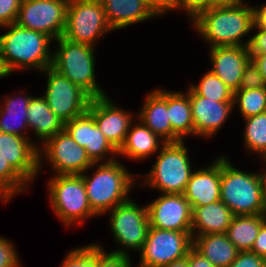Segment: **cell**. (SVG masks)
<instances>
[{"instance_id": "cell-23", "label": "cell", "mask_w": 266, "mask_h": 267, "mask_svg": "<svg viewBox=\"0 0 266 267\" xmlns=\"http://www.w3.org/2000/svg\"><path fill=\"white\" fill-rule=\"evenodd\" d=\"M100 2L113 31L157 17L144 0H100Z\"/></svg>"}, {"instance_id": "cell-3", "label": "cell", "mask_w": 266, "mask_h": 267, "mask_svg": "<svg viewBox=\"0 0 266 267\" xmlns=\"http://www.w3.org/2000/svg\"><path fill=\"white\" fill-rule=\"evenodd\" d=\"M96 165L98 167L92 175L86 173L89 168L81 176L89 205L98 216H101L129 199L136 179L117 158Z\"/></svg>"}, {"instance_id": "cell-39", "label": "cell", "mask_w": 266, "mask_h": 267, "mask_svg": "<svg viewBox=\"0 0 266 267\" xmlns=\"http://www.w3.org/2000/svg\"><path fill=\"white\" fill-rule=\"evenodd\" d=\"M21 0H0V27L15 23Z\"/></svg>"}, {"instance_id": "cell-6", "label": "cell", "mask_w": 266, "mask_h": 267, "mask_svg": "<svg viewBox=\"0 0 266 267\" xmlns=\"http://www.w3.org/2000/svg\"><path fill=\"white\" fill-rule=\"evenodd\" d=\"M185 142H167L157 155L152 169L144 175V185L161 193L183 194L194 170Z\"/></svg>"}, {"instance_id": "cell-27", "label": "cell", "mask_w": 266, "mask_h": 267, "mask_svg": "<svg viewBox=\"0 0 266 267\" xmlns=\"http://www.w3.org/2000/svg\"><path fill=\"white\" fill-rule=\"evenodd\" d=\"M167 111L173 129V142L183 141L187 135L194 136L189 95L181 91H167Z\"/></svg>"}, {"instance_id": "cell-8", "label": "cell", "mask_w": 266, "mask_h": 267, "mask_svg": "<svg viewBox=\"0 0 266 267\" xmlns=\"http://www.w3.org/2000/svg\"><path fill=\"white\" fill-rule=\"evenodd\" d=\"M112 31L100 0H69L64 38L95 47L100 37Z\"/></svg>"}, {"instance_id": "cell-35", "label": "cell", "mask_w": 266, "mask_h": 267, "mask_svg": "<svg viewBox=\"0 0 266 267\" xmlns=\"http://www.w3.org/2000/svg\"><path fill=\"white\" fill-rule=\"evenodd\" d=\"M261 87H266V84L258 67L251 60L244 69L238 89H257Z\"/></svg>"}, {"instance_id": "cell-4", "label": "cell", "mask_w": 266, "mask_h": 267, "mask_svg": "<svg viewBox=\"0 0 266 267\" xmlns=\"http://www.w3.org/2000/svg\"><path fill=\"white\" fill-rule=\"evenodd\" d=\"M220 200L235 216L266 214L261 173L244 172L221 156Z\"/></svg>"}, {"instance_id": "cell-1", "label": "cell", "mask_w": 266, "mask_h": 267, "mask_svg": "<svg viewBox=\"0 0 266 267\" xmlns=\"http://www.w3.org/2000/svg\"><path fill=\"white\" fill-rule=\"evenodd\" d=\"M246 0L239 2H220L200 12L193 20L194 29L210 45L248 47L251 36L241 39L253 31V8Z\"/></svg>"}, {"instance_id": "cell-13", "label": "cell", "mask_w": 266, "mask_h": 267, "mask_svg": "<svg viewBox=\"0 0 266 267\" xmlns=\"http://www.w3.org/2000/svg\"><path fill=\"white\" fill-rule=\"evenodd\" d=\"M68 3L69 0H21L15 23L56 40L65 31Z\"/></svg>"}, {"instance_id": "cell-33", "label": "cell", "mask_w": 266, "mask_h": 267, "mask_svg": "<svg viewBox=\"0 0 266 267\" xmlns=\"http://www.w3.org/2000/svg\"><path fill=\"white\" fill-rule=\"evenodd\" d=\"M190 88L197 95L217 102H233V91L211 70L202 76L199 84H190Z\"/></svg>"}, {"instance_id": "cell-42", "label": "cell", "mask_w": 266, "mask_h": 267, "mask_svg": "<svg viewBox=\"0 0 266 267\" xmlns=\"http://www.w3.org/2000/svg\"><path fill=\"white\" fill-rule=\"evenodd\" d=\"M150 10L156 15L167 14V11L175 10V0H144Z\"/></svg>"}, {"instance_id": "cell-15", "label": "cell", "mask_w": 266, "mask_h": 267, "mask_svg": "<svg viewBox=\"0 0 266 267\" xmlns=\"http://www.w3.org/2000/svg\"><path fill=\"white\" fill-rule=\"evenodd\" d=\"M87 111L94 117L106 139L119 151L134 121V115L115 105L108 96L91 99Z\"/></svg>"}, {"instance_id": "cell-14", "label": "cell", "mask_w": 266, "mask_h": 267, "mask_svg": "<svg viewBox=\"0 0 266 267\" xmlns=\"http://www.w3.org/2000/svg\"><path fill=\"white\" fill-rule=\"evenodd\" d=\"M146 207L150 227L191 231L192 208L183 194L162 193Z\"/></svg>"}, {"instance_id": "cell-28", "label": "cell", "mask_w": 266, "mask_h": 267, "mask_svg": "<svg viewBox=\"0 0 266 267\" xmlns=\"http://www.w3.org/2000/svg\"><path fill=\"white\" fill-rule=\"evenodd\" d=\"M32 97L27 94L18 95L16 98L12 95L4 97L5 104L0 107V130L3 133L16 134L22 137L28 136L25 133V130L29 129L27 108Z\"/></svg>"}, {"instance_id": "cell-22", "label": "cell", "mask_w": 266, "mask_h": 267, "mask_svg": "<svg viewBox=\"0 0 266 267\" xmlns=\"http://www.w3.org/2000/svg\"><path fill=\"white\" fill-rule=\"evenodd\" d=\"M233 212L221 200L192 207L191 236L226 233L234 218Z\"/></svg>"}, {"instance_id": "cell-43", "label": "cell", "mask_w": 266, "mask_h": 267, "mask_svg": "<svg viewBox=\"0 0 266 267\" xmlns=\"http://www.w3.org/2000/svg\"><path fill=\"white\" fill-rule=\"evenodd\" d=\"M251 252H254L258 256L266 259V221L262 224L259 230Z\"/></svg>"}, {"instance_id": "cell-5", "label": "cell", "mask_w": 266, "mask_h": 267, "mask_svg": "<svg viewBox=\"0 0 266 267\" xmlns=\"http://www.w3.org/2000/svg\"><path fill=\"white\" fill-rule=\"evenodd\" d=\"M58 48L53 52L52 68L85 91L92 99L107 96L96 81L95 47L56 39Z\"/></svg>"}, {"instance_id": "cell-19", "label": "cell", "mask_w": 266, "mask_h": 267, "mask_svg": "<svg viewBox=\"0 0 266 267\" xmlns=\"http://www.w3.org/2000/svg\"><path fill=\"white\" fill-rule=\"evenodd\" d=\"M211 71L233 92L238 90L245 67L251 61L245 46H218L209 49Z\"/></svg>"}, {"instance_id": "cell-10", "label": "cell", "mask_w": 266, "mask_h": 267, "mask_svg": "<svg viewBox=\"0 0 266 267\" xmlns=\"http://www.w3.org/2000/svg\"><path fill=\"white\" fill-rule=\"evenodd\" d=\"M40 146L39 171L45 159L54 175H81L89 168L96 167V163L87 156L85 148L78 145L65 129L48 138Z\"/></svg>"}, {"instance_id": "cell-49", "label": "cell", "mask_w": 266, "mask_h": 267, "mask_svg": "<svg viewBox=\"0 0 266 267\" xmlns=\"http://www.w3.org/2000/svg\"><path fill=\"white\" fill-rule=\"evenodd\" d=\"M264 161L266 163V159H264ZM261 176H262V180H263L264 198L266 201V170L264 172L261 171Z\"/></svg>"}, {"instance_id": "cell-50", "label": "cell", "mask_w": 266, "mask_h": 267, "mask_svg": "<svg viewBox=\"0 0 266 267\" xmlns=\"http://www.w3.org/2000/svg\"><path fill=\"white\" fill-rule=\"evenodd\" d=\"M221 2H239L243 0H220Z\"/></svg>"}, {"instance_id": "cell-37", "label": "cell", "mask_w": 266, "mask_h": 267, "mask_svg": "<svg viewBox=\"0 0 266 267\" xmlns=\"http://www.w3.org/2000/svg\"><path fill=\"white\" fill-rule=\"evenodd\" d=\"M98 245V267H132L130 256L107 253L103 246Z\"/></svg>"}, {"instance_id": "cell-2", "label": "cell", "mask_w": 266, "mask_h": 267, "mask_svg": "<svg viewBox=\"0 0 266 267\" xmlns=\"http://www.w3.org/2000/svg\"><path fill=\"white\" fill-rule=\"evenodd\" d=\"M2 27L8 31L0 35V51L11 74L26 68L42 72L52 66L51 37L16 23Z\"/></svg>"}, {"instance_id": "cell-30", "label": "cell", "mask_w": 266, "mask_h": 267, "mask_svg": "<svg viewBox=\"0 0 266 267\" xmlns=\"http://www.w3.org/2000/svg\"><path fill=\"white\" fill-rule=\"evenodd\" d=\"M244 143L247 151L258 153L266 159V112L244 119Z\"/></svg>"}, {"instance_id": "cell-38", "label": "cell", "mask_w": 266, "mask_h": 267, "mask_svg": "<svg viewBox=\"0 0 266 267\" xmlns=\"http://www.w3.org/2000/svg\"><path fill=\"white\" fill-rule=\"evenodd\" d=\"M0 235V267H21L14 244Z\"/></svg>"}, {"instance_id": "cell-7", "label": "cell", "mask_w": 266, "mask_h": 267, "mask_svg": "<svg viewBox=\"0 0 266 267\" xmlns=\"http://www.w3.org/2000/svg\"><path fill=\"white\" fill-rule=\"evenodd\" d=\"M49 203L65 226L98 216L90 207L81 175H54L48 182Z\"/></svg>"}, {"instance_id": "cell-21", "label": "cell", "mask_w": 266, "mask_h": 267, "mask_svg": "<svg viewBox=\"0 0 266 267\" xmlns=\"http://www.w3.org/2000/svg\"><path fill=\"white\" fill-rule=\"evenodd\" d=\"M144 100L136 119L138 118L137 120H140L166 143L173 142V129L167 111V90L150 91Z\"/></svg>"}, {"instance_id": "cell-32", "label": "cell", "mask_w": 266, "mask_h": 267, "mask_svg": "<svg viewBox=\"0 0 266 267\" xmlns=\"http://www.w3.org/2000/svg\"><path fill=\"white\" fill-rule=\"evenodd\" d=\"M29 183L10 165L0 152V199L7 203L22 191L29 190Z\"/></svg>"}, {"instance_id": "cell-31", "label": "cell", "mask_w": 266, "mask_h": 267, "mask_svg": "<svg viewBox=\"0 0 266 267\" xmlns=\"http://www.w3.org/2000/svg\"><path fill=\"white\" fill-rule=\"evenodd\" d=\"M233 105L238 106L243 119L266 112V87L236 90Z\"/></svg>"}, {"instance_id": "cell-16", "label": "cell", "mask_w": 266, "mask_h": 267, "mask_svg": "<svg viewBox=\"0 0 266 267\" xmlns=\"http://www.w3.org/2000/svg\"><path fill=\"white\" fill-rule=\"evenodd\" d=\"M64 129L78 145L85 148L87 156L93 163L116 160L114 158L116 155L118 156V151L106 139L95 123L94 117L88 111L65 123ZM110 154L111 158L108 156Z\"/></svg>"}, {"instance_id": "cell-40", "label": "cell", "mask_w": 266, "mask_h": 267, "mask_svg": "<svg viewBox=\"0 0 266 267\" xmlns=\"http://www.w3.org/2000/svg\"><path fill=\"white\" fill-rule=\"evenodd\" d=\"M228 267H266V259L251 251L239 252Z\"/></svg>"}, {"instance_id": "cell-20", "label": "cell", "mask_w": 266, "mask_h": 267, "mask_svg": "<svg viewBox=\"0 0 266 267\" xmlns=\"http://www.w3.org/2000/svg\"><path fill=\"white\" fill-rule=\"evenodd\" d=\"M221 157L207 167L194 170L189 179L184 197L192 207L207 205L220 200Z\"/></svg>"}, {"instance_id": "cell-25", "label": "cell", "mask_w": 266, "mask_h": 267, "mask_svg": "<svg viewBox=\"0 0 266 267\" xmlns=\"http://www.w3.org/2000/svg\"><path fill=\"white\" fill-rule=\"evenodd\" d=\"M193 248L215 267H228L239 253L226 233L193 237Z\"/></svg>"}, {"instance_id": "cell-17", "label": "cell", "mask_w": 266, "mask_h": 267, "mask_svg": "<svg viewBox=\"0 0 266 267\" xmlns=\"http://www.w3.org/2000/svg\"><path fill=\"white\" fill-rule=\"evenodd\" d=\"M16 134H0V152L10 165L29 183L39 174L38 143Z\"/></svg>"}, {"instance_id": "cell-46", "label": "cell", "mask_w": 266, "mask_h": 267, "mask_svg": "<svg viewBox=\"0 0 266 267\" xmlns=\"http://www.w3.org/2000/svg\"><path fill=\"white\" fill-rule=\"evenodd\" d=\"M251 60L255 63L263 76L264 82L266 84V55H251Z\"/></svg>"}, {"instance_id": "cell-9", "label": "cell", "mask_w": 266, "mask_h": 267, "mask_svg": "<svg viewBox=\"0 0 266 267\" xmlns=\"http://www.w3.org/2000/svg\"><path fill=\"white\" fill-rule=\"evenodd\" d=\"M110 215V230L121 248L111 253L129 255L128 251H141L149 229V219L146 206H139L130 198L112 210Z\"/></svg>"}, {"instance_id": "cell-29", "label": "cell", "mask_w": 266, "mask_h": 267, "mask_svg": "<svg viewBox=\"0 0 266 267\" xmlns=\"http://www.w3.org/2000/svg\"><path fill=\"white\" fill-rule=\"evenodd\" d=\"M265 221L266 214L237 215L232 219L226 234L239 252L251 251Z\"/></svg>"}, {"instance_id": "cell-48", "label": "cell", "mask_w": 266, "mask_h": 267, "mask_svg": "<svg viewBox=\"0 0 266 267\" xmlns=\"http://www.w3.org/2000/svg\"><path fill=\"white\" fill-rule=\"evenodd\" d=\"M164 267H188L187 256L182 258V259L175 260V261L169 263L168 265H165Z\"/></svg>"}, {"instance_id": "cell-11", "label": "cell", "mask_w": 266, "mask_h": 267, "mask_svg": "<svg viewBox=\"0 0 266 267\" xmlns=\"http://www.w3.org/2000/svg\"><path fill=\"white\" fill-rule=\"evenodd\" d=\"M193 247L191 231H172L150 227L138 267H164L187 256Z\"/></svg>"}, {"instance_id": "cell-45", "label": "cell", "mask_w": 266, "mask_h": 267, "mask_svg": "<svg viewBox=\"0 0 266 267\" xmlns=\"http://www.w3.org/2000/svg\"><path fill=\"white\" fill-rule=\"evenodd\" d=\"M260 6V7H259ZM253 6V28L266 31V4Z\"/></svg>"}, {"instance_id": "cell-44", "label": "cell", "mask_w": 266, "mask_h": 267, "mask_svg": "<svg viewBox=\"0 0 266 267\" xmlns=\"http://www.w3.org/2000/svg\"><path fill=\"white\" fill-rule=\"evenodd\" d=\"M188 267H215L207 258L197 252L193 247L187 254Z\"/></svg>"}, {"instance_id": "cell-24", "label": "cell", "mask_w": 266, "mask_h": 267, "mask_svg": "<svg viewBox=\"0 0 266 267\" xmlns=\"http://www.w3.org/2000/svg\"><path fill=\"white\" fill-rule=\"evenodd\" d=\"M135 121L134 119V124L131 123L126 140L118 151V155L131 158V161L145 160L151 154L160 151L166 142L140 120H138V124H135Z\"/></svg>"}, {"instance_id": "cell-47", "label": "cell", "mask_w": 266, "mask_h": 267, "mask_svg": "<svg viewBox=\"0 0 266 267\" xmlns=\"http://www.w3.org/2000/svg\"><path fill=\"white\" fill-rule=\"evenodd\" d=\"M10 71L8 70L5 62H4V58L1 54V51H0V78H4V77H7L8 75H10Z\"/></svg>"}, {"instance_id": "cell-34", "label": "cell", "mask_w": 266, "mask_h": 267, "mask_svg": "<svg viewBox=\"0 0 266 267\" xmlns=\"http://www.w3.org/2000/svg\"><path fill=\"white\" fill-rule=\"evenodd\" d=\"M60 267H98V245L93 243L70 250Z\"/></svg>"}, {"instance_id": "cell-36", "label": "cell", "mask_w": 266, "mask_h": 267, "mask_svg": "<svg viewBox=\"0 0 266 267\" xmlns=\"http://www.w3.org/2000/svg\"><path fill=\"white\" fill-rule=\"evenodd\" d=\"M220 2V0H175V10L184 9L192 21L200 12Z\"/></svg>"}, {"instance_id": "cell-18", "label": "cell", "mask_w": 266, "mask_h": 267, "mask_svg": "<svg viewBox=\"0 0 266 267\" xmlns=\"http://www.w3.org/2000/svg\"><path fill=\"white\" fill-rule=\"evenodd\" d=\"M189 95L194 135L211 138L225 124L234 109L233 102H217L197 95L190 87Z\"/></svg>"}, {"instance_id": "cell-26", "label": "cell", "mask_w": 266, "mask_h": 267, "mask_svg": "<svg viewBox=\"0 0 266 267\" xmlns=\"http://www.w3.org/2000/svg\"><path fill=\"white\" fill-rule=\"evenodd\" d=\"M27 112L28 128L42 144L64 129V123L49 108L43 96L32 97Z\"/></svg>"}, {"instance_id": "cell-12", "label": "cell", "mask_w": 266, "mask_h": 267, "mask_svg": "<svg viewBox=\"0 0 266 267\" xmlns=\"http://www.w3.org/2000/svg\"><path fill=\"white\" fill-rule=\"evenodd\" d=\"M42 72L47 76V88L43 97L64 124L88 110L92 98L85 91L52 67Z\"/></svg>"}, {"instance_id": "cell-41", "label": "cell", "mask_w": 266, "mask_h": 267, "mask_svg": "<svg viewBox=\"0 0 266 267\" xmlns=\"http://www.w3.org/2000/svg\"><path fill=\"white\" fill-rule=\"evenodd\" d=\"M248 45L250 55H266V31L256 29Z\"/></svg>"}]
</instances>
